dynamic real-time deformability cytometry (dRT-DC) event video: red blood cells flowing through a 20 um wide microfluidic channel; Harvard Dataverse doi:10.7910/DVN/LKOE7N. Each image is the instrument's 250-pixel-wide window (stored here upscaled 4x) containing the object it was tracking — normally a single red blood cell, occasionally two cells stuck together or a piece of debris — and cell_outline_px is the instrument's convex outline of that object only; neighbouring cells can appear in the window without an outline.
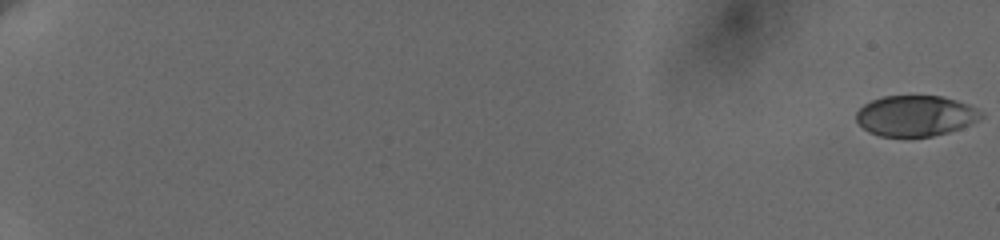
{"species": "human", "species_latin": "Homo sapiens", "temperature_condition": "cold", "stored_images_in_passage": 14, "camera_frame_rate_fps": 3000, "um_per_image_px": 0.085, "donor": {"sex": "female"}, "frame": {"image": 1, "passage_image": 1, "time_ms": 0.0, "image_size_px": [1000, 240], "cell_outline_px": [[984, 116], [960, 128], [948, 132], [932, 136], [880, 136], [868, 132], [856, 120], [856, 112], [864, 104], [872, 100], [884, 96], [940, 96], [956, 100], [968, 104], [980, 112]], "centroid_in_image_um": [77.78, 9.84], "position_along_channel_um": 7.2, "area_um2": 29.25}}